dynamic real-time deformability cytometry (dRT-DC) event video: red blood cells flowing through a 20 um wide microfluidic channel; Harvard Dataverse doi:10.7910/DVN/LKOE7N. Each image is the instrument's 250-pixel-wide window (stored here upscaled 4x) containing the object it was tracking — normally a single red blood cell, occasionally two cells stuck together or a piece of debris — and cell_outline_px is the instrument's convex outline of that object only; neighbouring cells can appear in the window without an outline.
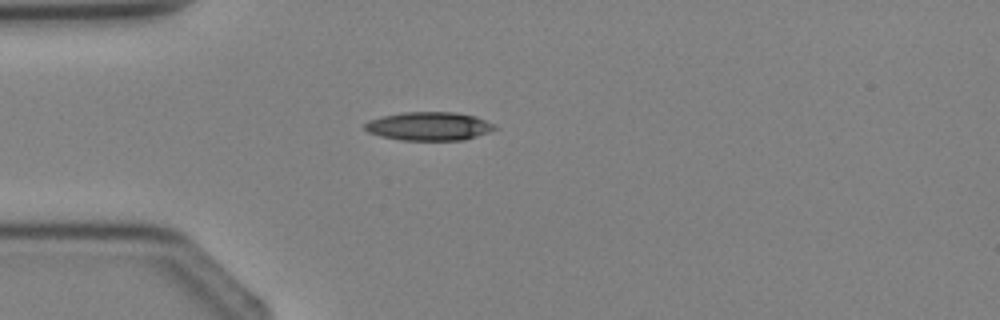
{"species": "Egyptian fruit bat (a non-hibernating species)", "species_latin": "Rousettus aegyptiacus", "temperature_condition": "cold", "stored_images_in_passage": 1, "camera_frame_rate_fps": 3000, "um_per_image_px": 0.085, "animal": {"sex": "female"}, "frame": {"image": 1, "passage_image": 1, "time_ms": 0.0, "image_size_px": [1000, 320], "cell_outline_px": [[496, 128], [488, 132], [464, 140], [400, 140], [380, 136], [368, 132], [364, 128], [364, 124], [368, 120], [384, 116], [404, 112], [456, 112], [476, 116], [496, 124]], "centroid_in_image_um": [36.47, 10.72], "position_along_channel_um": 48.5, "area_um2": 21.62}}